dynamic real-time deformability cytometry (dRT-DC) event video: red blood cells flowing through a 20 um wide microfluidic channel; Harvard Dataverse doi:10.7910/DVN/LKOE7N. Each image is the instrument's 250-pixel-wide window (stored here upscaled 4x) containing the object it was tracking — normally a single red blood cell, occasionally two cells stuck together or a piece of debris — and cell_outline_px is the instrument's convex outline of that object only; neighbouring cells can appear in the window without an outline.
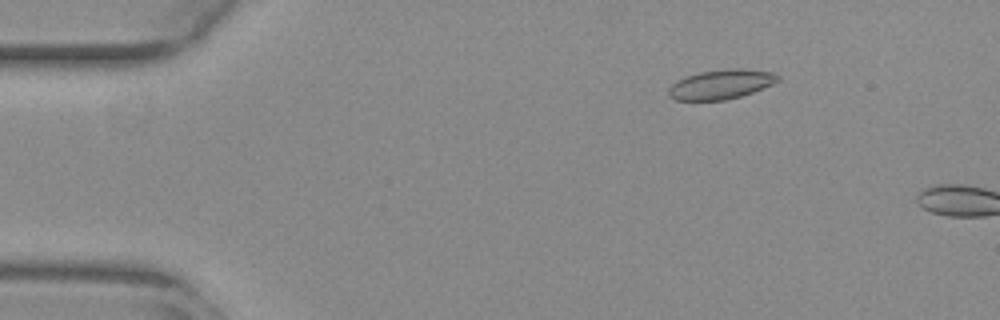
{"species": "common noctule bat (a hibernating species)", "species_latin": "Nyctalus noctula", "temperature_condition": "warm", "stored_images_in_passage": 5, "camera_frame_rate_fps": 3000, "um_per_image_px": 0.085, "animal": {"sex": "female", "body_mass_g": 29.2, "forearm_length_mm": 56.3}, "frame": {"image": 1, "passage_image": 3, "time_ms": 0.667, "image_size_px": [1000, 320], "cell_outline_px": [[780, 80], [772, 84], [752, 92], [740, 96], [724, 100], [676, 100], [668, 96], [668, 88], [676, 80], [684, 76], [700, 72], [728, 68], [744, 68], [776, 72], [780, 76]], "centroid_in_image_um": [61.29, 7.15], "position_along_channel_um": 23.7, "area_um2": 19.02}}